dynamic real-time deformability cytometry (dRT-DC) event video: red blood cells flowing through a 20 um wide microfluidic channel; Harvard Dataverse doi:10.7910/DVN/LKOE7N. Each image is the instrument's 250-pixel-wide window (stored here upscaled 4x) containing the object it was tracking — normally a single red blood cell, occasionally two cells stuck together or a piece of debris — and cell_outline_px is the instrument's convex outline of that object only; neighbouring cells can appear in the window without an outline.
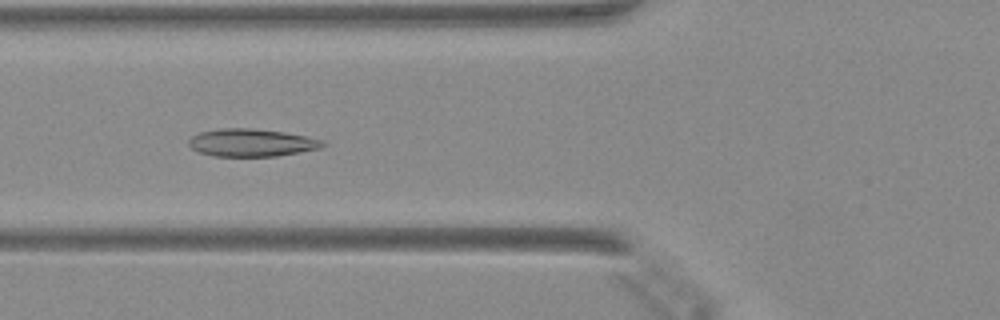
{"species": "Egyptian fruit bat (a non-hibernating species)", "species_latin": "Rousettus aegyptiacus", "temperature_condition": "warm", "stored_images_in_passage": 49, "camera_frame_rate_fps": 3000, "um_per_image_px": 0.085, "animal": {"sex": "female"}, "frame": {"image": 1, "passage_image": 19, "time_ms": 6.0, "image_size_px": [1000, 320], "cell_outline_px": [[328, 144], [324, 148], [276, 156], [212, 156], [200, 152], [192, 148], [188, 144], [188, 140], [192, 136], [200, 132], [220, 128], [252, 128], [284, 132], [324, 140]], "centroid_in_image_um": [21.42, 12.13], "position_along_channel_um": 104.4, "area_um2": 21.73}}
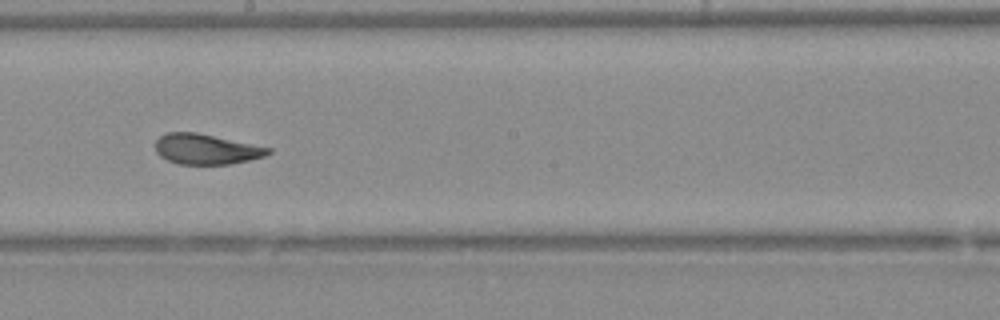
{"frame": {"image": 2, "passage_image": 28, "time_ms": 9.0, "image_size_px": [1000, 320], "cell_outline_px": [[272, 152], [264, 156], [248, 160], [228, 164], [180, 164], [168, 160], [160, 156], [156, 152], [156, 140], [160, 136], [168, 132], [196, 132], [272, 148]], "centroid_in_image_um": [17.52, 12.67], "position_along_channel_um": 230.7, "area_um2": 19.77}}
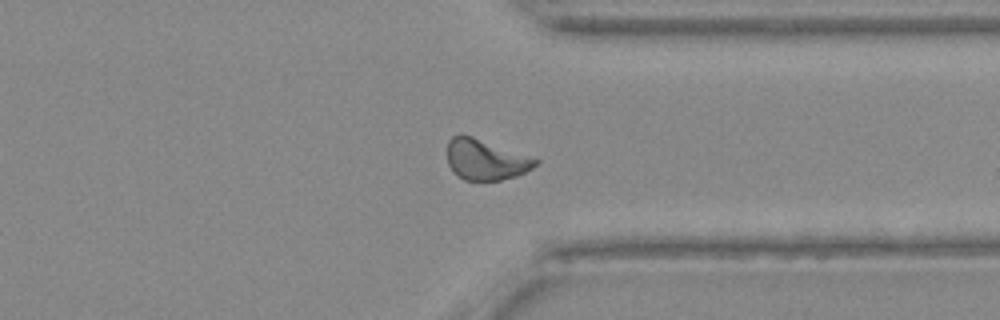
{"frame": {"image": 3, "passage_image": 38, "time_ms": 12.333, "image_size_px": [1000, 320], "cell_outline_px": [[540, 160], [532, 168], [516, 176], [500, 180], [464, 180], [452, 172], [448, 164], [448, 140], [452, 136], [460, 132], [472, 136]], "centroid_in_image_um": [41.22, 13.56], "position_along_channel_um": 370.2, "area_um2": 20.81}}